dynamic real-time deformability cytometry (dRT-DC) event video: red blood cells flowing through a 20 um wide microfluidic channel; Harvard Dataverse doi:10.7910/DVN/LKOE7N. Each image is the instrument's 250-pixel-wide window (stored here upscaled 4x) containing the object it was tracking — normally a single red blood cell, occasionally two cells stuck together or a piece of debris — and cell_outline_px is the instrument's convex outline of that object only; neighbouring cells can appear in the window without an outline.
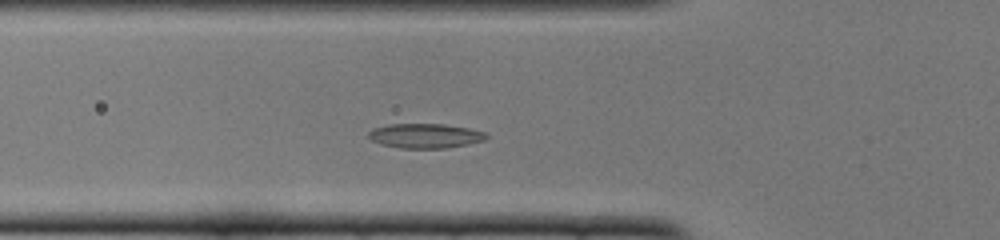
{"species": "common noctule bat (a hibernating species)", "species_latin": "Nyctalus noctula", "temperature_condition": "cold", "stored_images_in_passage": 36, "camera_frame_rate_fps": 3000, "um_per_image_px": 0.085, "animal": {"sex": "female", "body_mass_g": 22.0, "forearm_length_mm": 56.7}, "frame": {"image": 1, "passage_image": 2, "time_ms": 0.333, "image_size_px": [1000, 240], "cell_outline_px": [[488, 136], [484, 140], [468, 144], [448, 148], [400, 148], [380, 144], [372, 140], [368, 136], [368, 132], [372, 128], [388, 124], [444, 124], [468, 128], [484, 132]], "centroid_in_image_um": [36.11, 11.54], "position_along_channel_um": 89.7, "area_um2": 16.88}}
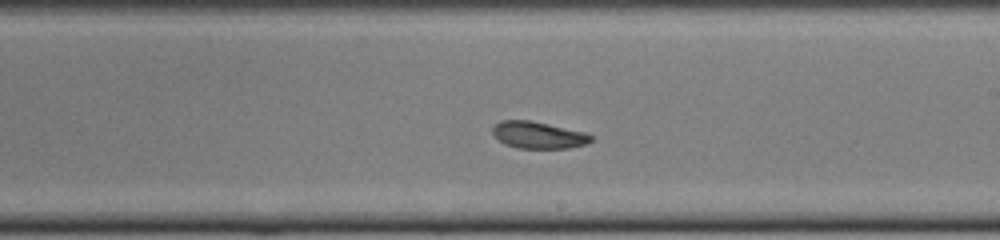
{"frame": {"image": 2, "passage_image": 14, "time_ms": 4.333, "image_size_px": [1000, 240], "cell_outline_px": [[592, 140], [588, 144], [568, 148], [516, 148], [504, 144], [492, 132], [492, 128], [500, 120], [528, 120], [548, 124], [584, 132], [592, 136]], "centroid_in_image_um": [45.75, 11.48], "position_along_channel_um": 243.2, "area_um2": 15.32}}
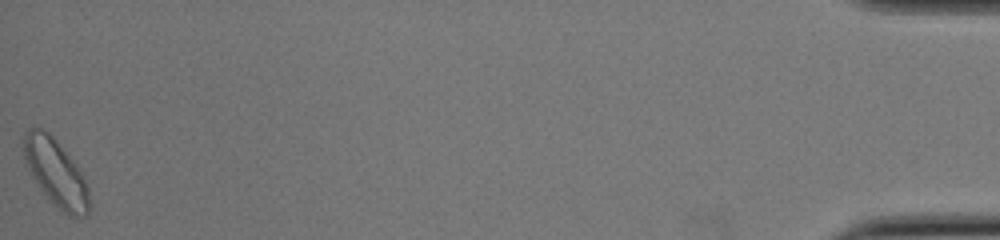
{"frame": {"image": 3, "passage_image": 36, "time_ms": 11.667, "image_size_px": [1000, 240], "cell_outline_px": [[88, 216], [68, 216], [40, 188], [28, 168], [24, 160], [20, 144], [24, 132], [28, 128], [40, 128], [48, 132], [52, 136], [68, 156], [80, 172], [88, 188]], "centroid_in_image_um": [4.67, 14.63], "position_along_channel_um": 430.5, "area_um2": 24.91}}